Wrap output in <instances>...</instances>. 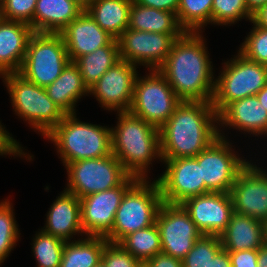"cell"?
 <instances>
[{"label": "cell", "mask_w": 267, "mask_h": 267, "mask_svg": "<svg viewBox=\"0 0 267 267\" xmlns=\"http://www.w3.org/2000/svg\"><path fill=\"white\" fill-rule=\"evenodd\" d=\"M205 43L202 32H185L158 69L181 101L213 100L215 77Z\"/></svg>", "instance_id": "obj_1"}, {"label": "cell", "mask_w": 267, "mask_h": 267, "mask_svg": "<svg viewBox=\"0 0 267 267\" xmlns=\"http://www.w3.org/2000/svg\"><path fill=\"white\" fill-rule=\"evenodd\" d=\"M217 125L212 102L181 101L159 128L161 160L197 156L219 137Z\"/></svg>", "instance_id": "obj_2"}, {"label": "cell", "mask_w": 267, "mask_h": 267, "mask_svg": "<svg viewBox=\"0 0 267 267\" xmlns=\"http://www.w3.org/2000/svg\"><path fill=\"white\" fill-rule=\"evenodd\" d=\"M117 113V125L111 128L112 154L129 175L148 179L152 160L161 161L159 129L130 111Z\"/></svg>", "instance_id": "obj_3"}, {"label": "cell", "mask_w": 267, "mask_h": 267, "mask_svg": "<svg viewBox=\"0 0 267 267\" xmlns=\"http://www.w3.org/2000/svg\"><path fill=\"white\" fill-rule=\"evenodd\" d=\"M45 138L57 147L63 165L112 154L111 128L81 122L76 114L65 115Z\"/></svg>", "instance_id": "obj_4"}, {"label": "cell", "mask_w": 267, "mask_h": 267, "mask_svg": "<svg viewBox=\"0 0 267 267\" xmlns=\"http://www.w3.org/2000/svg\"><path fill=\"white\" fill-rule=\"evenodd\" d=\"M163 203L157 180L138 179L124 194L114 225L105 236L108 242L119 243L128 234L155 224Z\"/></svg>", "instance_id": "obj_5"}, {"label": "cell", "mask_w": 267, "mask_h": 267, "mask_svg": "<svg viewBox=\"0 0 267 267\" xmlns=\"http://www.w3.org/2000/svg\"><path fill=\"white\" fill-rule=\"evenodd\" d=\"M0 77L8 88L15 114L27 121L36 132L45 137L62 121L65 114L48 97L44 87L27 81L18 73Z\"/></svg>", "instance_id": "obj_6"}, {"label": "cell", "mask_w": 267, "mask_h": 267, "mask_svg": "<svg viewBox=\"0 0 267 267\" xmlns=\"http://www.w3.org/2000/svg\"><path fill=\"white\" fill-rule=\"evenodd\" d=\"M223 64L221 74L215 78L212 100L217 114L229 103L256 95L267 85V65L250 61L239 52Z\"/></svg>", "instance_id": "obj_7"}, {"label": "cell", "mask_w": 267, "mask_h": 267, "mask_svg": "<svg viewBox=\"0 0 267 267\" xmlns=\"http://www.w3.org/2000/svg\"><path fill=\"white\" fill-rule=\"evenodd\" d=\"M69 61L60 33L34 32L29 39L26 56L18 74L45 88L61 75Z\"/></svg>", "instance_id": "obj_8"}, {"label": "cell", "mask_w": 267, "mask_h": 267, "mask_svg": "<svg viewBox=\"0 0 267 267\" xmlns=\"http://www.w3.org/2000/svg\"><path fill=\"white\" fill-rule=\"evenodd\" d=\"M135 80L133 99L129 111L158 129L174 113L181 100L158 70Z\"/></svg>", "instance_id": "obj_9"}, {"label": "cell", "mask_w": 267, "mask_h": 267, "mask_svg": "<svg viewBox=\"0 0 267 267\" xmlns=\"http://www.w3.org/2000/svg\"><path fill=\"white\" fill-rule=\"evenodd\" d=\"M65 168L68 183L64 189L79 199L115 188L129 176L113 154L71 162Z\"/></svg>", "instance_id": "obj_10"}, {"label": "cell", "mask_w": 267, "mask_h": 267, "mask_svg": "<svg viewBox=\"0 0 267 267\" xmlns=\"http://www.w3.org/2000/svg\"><path fill=\"white\" fill-rule=\"evenodd\" d=\"M218 128L219 137L195 158L201 166L205 183V194L210 192L229 193L237 175L249 163L232 150L225 134Z\"/></svg>", "instance_id": "obj_11"}, {"label": "cell", "mask_w": 267, "mask_h": 267, "mask_svg": "<svg viewBox=\"0 0 267 267\" xmlns=\"http://www.w3.org/2000/svg\"><path fill=\"white\" fill-rule=\"evenodd\" d=\"M183 34H163L127 28L118 38L120 58L135 66L158 70L166 61L175 39Z\"/></svg>", "instance_id": "obj_12"}, {"label": "cell", "mask_w": 267, "mask_h": 267, "mask_svg": "<svg viewBox=\"0 0 267 267\" xmlns=\"http://www.w3.org/2000/svg\"><path fill=\"white\" fill-rule=\"evenodd\" d=\"M162 253L182 260L203 234L180 204L162 203L155 221Z\"/></svg>", "instance_id": "obj_13"}, {"label": "cell", "mask_w": 267, "mask_h": 267, "mask_svg": "<svg viewBox=\"0 0 267 267\" xmlns=\"http://www.w3.org/2000/svg\"><path fill=\"white\" fill-rule=\"evenodd\" d=\"M161 162L165 164L166 169L156 180L164 203L181 204L190 197L205 194L201 166L195 157L161 160Z\"/></svg>", "instance_id": "obj_14"}, {"label": "cell", "mask_w": 267, "mask_h": 267, "mask_svg": "<svg viewBox=\"0 0 267 267\" xmlns=\"http://www.w3.org/2000/svg\"><path fill=\"white\" fill-rule=\"evenodd\" d=\"M138 180L129 175L119 186L80 198L81 224L86 236L105 237L126 191Z\"/></svg>", "instance_id": "obj_15"}, {"label": "cell", "mask_w": 267, "mask_h": 267, "mask_svg": "<svg viewBox=\"0 0 267 267\" xmlns=\"http://www.w3.org/2000/svg\"><path fill=\"white\" fill-rule=\"evenodd\" d=\"M250 162L229 191L234 212L267 223V172Z\"/></svg>", "instance_id": "obj_16"}, {"label": "cell", "mask_w": 267, "mask_h": 267, "mask_svg": "<svg viewBox=\"0 0 267 267\" xmlns=\"http://www.w3.org/2000/svg\"><path fill=\"white\" fill-rule=\"evenodd\" d=\"M136 67L120 59L92 86L89 94L94 95L104 110L129 111L139 73Z\"/></svg>", "instance_id": "obj_17"}, {"label": "cell", "mask_w": 267, "mask_h": 267, "mask_svg": "<svg viewBox=\"0 0 267 267\" xmlns=\"http://www.w3.org/2000/svg\"><path fill=\"white\" fill-rule=\"evenodd\" d=\"M203 235L219 236L234 213L229 193L210 192L193 196L180 204Z\"/></svg>", "instance_id": "obj_18"}, {"label": "cell", "mask_w": 267, "mask_h": 267, "mask_svg": "<svg viewBox=\"0 0 267 267\" xmlns=\"http://www.w3.org/2000/svg\"><path fill=\"white\" fill-rule=\"evenodd\" d=\"M70 61L109 45L115 38L83 11L61 32Z\"/></svg>", "instance_id": "obj_19"}, {"label": "cell", "mask_w": 267, "mask_h": 267, "mask_svg": "<svg viewBox=\"0 0 267 267\" xmlns=\"http://www.w3.org/2000/svg\"><path fill=\"white\" fill-rule=\"evenodd\" d=\"M218 126H226L253 136H267V111L256 95L238 99L229 103L218 114Z\"/></svg>", "instance_id": "obj_20"}, {"label": "cell", "mask_w": 267, "mask_h": 267, "mask_svg": "<svg viewBox=\"0 0 267 267\" xmlns=\"http://www.w3.org/2000/svg\"><path fill=\"white\" fill-rule=\"evenodd\" d=\"M46 218V225L41 230L47 234L58 237L65 242L71 241L77 234L84 235L81 224L80 199L66 190L56 197Z\"/></svg>", "instance_id": "obj_21"}, {"label": "cell", "mask_w": 267, "mask_h": 267, "mask_svg": "<svg viewBox=\"0 0 267 267\" xmlns=\"http://www.w3.org/2000/svg\"><path fill=\"white\" fill-rule=\"evenodd\" d=\"M33 33L27 23L0 18V76L19 72Z\"/></svg>", "instance_id": "obj_22"}, {"label": "cell", "mask_w": 267, "mask_h": 267, "mask_svg": "<svg viewBox=\"0 0 267 267\" xmlns=\"http://www.w3.org/2000/svg\"><path fill=\"white\" fill-rule=\"evenodd\" d=\"M219 238L226 251L258 250L266 243V223L234 212Z\"/></svg>", "instance_id": "obj_23"}, {"label": "cell", "mask_w": 267, "mask_h": 267, "mask_svg": "<svg viewBox=\"0 0 267 267\" xmlns=\"http://www.w3.org/2000/svg\"><path fill=\"white\" fill-rule=\"evenodd\" d=\"M83 11L72 0H37L30 26L38 33H60Z\"/></svg>", "instance_id": "obj_24"}, {"label": "cell", "mask_w": 267, "mask_h": 267, "mask_svg": "<svg viewBox=\"0 0 267 267\" xmlns=\"http://www.w3.org/2000/svg\"><path fill=\"white\" fill-rule=\"evenodd\" d=\"M45 90L48 97L65 115L76 114V103L82 96L89 94L82 75L73 61H69L61 75L46 86Z\"/></svg>", "instance_id": "obj_25"}, {"label": "cell", "mask_w": 267, "mask_h": 267, "mask_svg": "<svg viewBox=\"0 0 267 267\" xmlns=\"http://www.w3.org/2000/svg\"><path fill=\"white\" fill-rule=\"evenodd\" d=\"M129 29L163 34H184L176 14L136 4L132 1Z\"/></svg>", "instance_id": "obj_26"}, {"label": "cell", "mask_w": 267, "mask_h": 267, "mask_svg": "<svg viewBox=\"0 0 267 267\" xmlns=\"http://www.w3.org/2000/svg\"><path fill=\"white\" fill-rule=\"evenodd\" d=\"M133 0H95L85 11L112 37L117 39L129 26Z\"/></svg>", "instance_id": "obj_27"}, {"label": "cell", "mask_w": 267, "mask_h": 267, "mask_svg": "<svg viewBox=\"0 0 267 267\" xmlns=\"http://www.w3.org/2000/svg\"><path fill=\"white\" fill-rule=\"evenodd\" d=\"M65 243L59 267H95L101 262L108 240L101 236H85Z\"/></svg>", "instance_id": "obj_28"}, {"label": "cell", "mask_w": 267, "mask_h": 267, "mask_svg": "<svg viewBox=\"0 0 267 267\" xmlns=\"http://www.w3.org/2000/svg\"><path fill=\"white\" fill-rule=\"evenodd\" d=\"M119 45L114 39L109 45L98 48L92 53L76 59L84 85L90 90L100 77L120 60Z\"/></svg>", "instance_id": "obj_29"}, {"label": "cell", "mask_w": 267, "mask_h": 267, "mask_svg": "<svg viewBox=\"0 0 267 267\" xmlns=\"http://www.w3.org/2000/svg\"><path fill=\"white\" fill-rule=\"evenodd\" d=\"M119 244L139 261H147L162 252L160 233L156 223L128 234Z\"/></svg>", "instance_id": "obj_30"}, {"label": "cell", "mask_w": 267, "mask_h": 267, "mask_svg": "<svg viewBox=\"0 0 267 267\" xmlns=\"http://www.w3.org/2000/svg\"><path fill=\"white\" fill-rule=\"evenodd\" d=\"M213 0H179L177 19L185 32H203L212 24Z\"/></svg>", "instance_id": "obj_31"}, {"label": "cell", "mask_w": 267, "mask_h": 267, "mask_svg": "<svg viewBox=\"0 0 267 267\" xmlns=\"http://www.w3.org/2000/svg\"><path fill=\"white\" fill-rule=\"evenodd\" d=\"M32 240L37 267H59L66 242L42 230Z\"/></svg>", "instance_id": "obj_32"}, {"label": "cell", "mask_w": 267, "mask_h": 267, "mask_svg": "<svg viewBox=\"0 0 267 267\" xmlns=\"http://www.w3.org/2000/svg\"><path fill=\"white\" fill-rule=\"evenodd\" d=\"M10 200L0 202V266L9 257L21 234L16 223Z\"/></svg>", "instance_id": "obj_33"}, {"label": "cell", "mask_w": 267, "mask_h": 267, "mask_svg": "<svg viewBox=\"0 0 267 267\" xmlns=\"http://www.w3.org/2000/svg\"><path fill=\"white\" fill-rule=\"evenodd\" d=\"M222 249L219 236L202 235L182 259L183 267H208L211 259Z\"/></svg>", "instance_id": "obj_34"}, {"label": "cell", "mask_w": 267, "mask_h": 267, "mask_svg": "<svg viewBox=\"0 0 267 267\" xmlns=\"http://www.w3.org/2000/svg\"><path fill=\"white\" fill-rule=\"evenodd\" d=\"M253 15L248 11L245 0H213L212 24L228 25L242 19L252 20Z\"/></svg>", "instance_id": "obj_35"}, {"label": "cell", "mask_w": 267, "mask_h": 267, "mask_svg": "<svg viewBox=\"0 0 267 267\" xmlns=\"http://www.w3.org/2000/svg\"><path fill=\"white\" fill-rule=\"evenodd\" d=\"M250 22L253 28L237 52L250 61L267 65V29L257 26L252 20Z\"/></svg>", "instance_id": "obj_36"}, {"label": "cell", "mask_w": 267, "mask_h": 267, "mask_svg": "<svg viewBox=\"0 0 267 267\" xmlns=\"http://www.w3.org/2000/svg\"><path fill=\"white\" fill-rule=\"evenodd\" d=\"M37 0H2L0 18L9 21H20L31 24Z\"/></svg>", "instance_id": "obj_37"}, {"label": "cell", "mask_w": 267, "mask_h": 267, "mask_svg": "<svg viewBox=\"0 0 267 267\" xmlns=\"http://www.w3.org/2000/svg\"><path fill=\"white\" fill-rule=\"evenodd\" d=\"M101 262L105 267H136L140 261L119 243L108 242L103 250Z\"/></svg>", "instance_id": "obj_38"}, {"label": "cell", "mask_w": 267, "mask_h": 267, "mask_svg": "<svg viewBox=\"0 0 267 267\" xmlns=\"http://www.w3.org/2000/svg\"><path fill=\"white\" fill-rule=\"evenodd\" d=\"M24 148L21 147L19 142L15 140L12 135L6 131L5 126L0 122V155H14L16 157H26L27 160H32V155H26L27 153L23 151Z\"/></svg>", "instance_id": "obj_39"}, {"label": "cell", "mask_w": 267, "mask_h": 267, "mask_svg": "<svg viewBox=\"0 0 267 267\" xmlns=\"http://www.w3.org/2000/svg\"><path fill=\"white\" fill-rule=\"evenodd\" d=\"M232 267H258V250L229 251Z\"/></svg>", "instance_id": "obj_40"}, {"label": "cell", "mask_w": 267, "mask_h": 267, "mask_svg": "<svg viewBox=\"0 0 267 267\" xmlns=\"http://www.w3.org/2000/svg\"><path fill=\"white\" fill-rule=\"evenodd\" d=\"M136 4L177 14L179 0H133Z\"/></svg>", "instance_id": "obj_41"}, {"label": "cell", "mask_w": 267, "mask_h": 267, "mask_svg": "<svg viewBox=\"0 0 267 267\" xmlns=\"http://www.w3.org/2000/svg\"><path fill=\"white\" fill-rule=\"evenodd\" d=\"M150 267H183L182 260L164 253L156 254L153 258L145 261Z\"/></svg>", "instance_id": "obj_42"}, {"label": "cell", "mask_w": 267, "mask_h": 267, "mask_svg": "<svg viewBox=\"0 0 267 267\" xmlns=\"http://www.w3.org/2000/svg\"><path fill=\"white\" fill-rule=\"evenodd\" d=\"M208 267H232L229 251L221 249L213 259H211Z\"/></svg>", "instance_id": "obj_43"}, {"label": "cell", "mask_w": 267, "mask_h": 267, "mask_svg": "<svg viewBox=\"0 0 267 267\" xmlns=\"http://www.w3.org/2000/svg\"><path fill=\"white\" fill-rule=\"evenodd\" d=\"M252 22L267 29V3L253 14Z\"/></svg>", "instance_id": "obj_44"}, {"label": "cell", "mask_w": 267, "mask_h": 267, "mask_svg": "<svg viewBox=\"0 0 267 267\" xmlns=\"http://www.w3.org/2000/svg\"><path fill=\"white\" fill-rule=\"evenodd\" d=\"M245 2L248 11L253 15L267 3V0H245Z\"/></svg>", "instance_id": "obj_45"}, {"label": "cell", "mask_w": 267, "mask_h": 267, "mask_svg": "<svg viewBox=\"0 0 267 267\" xmlns=\"http://www.w3.org/2000/svg\"><path fill=\"white\" fill-rule=\"evenodd\" d=\"M258 267H267V243L258 249Z\"/></svg>", "instance_id": "obj_46"}, {"label": "cell", "mask_w": 267, "mask_h": 267, "mask_svg": "<svg viewBox=\"0 0 267 267\" xmlns=\"http://www.w3.org/2000/svg\"><path fill=\"white\" fill-rule=\"evenodd\" d=\"M259 103L263 105V107L267 111V85L264 86L257 94H256Z\"/></svg>", "instance_id": "obj_47"}, {"label": "cell", "mask_w": 267, "mask_h": 267, "mask_svg": "<svg viewBox=\"0 0 267 267\" xmlns=\"http://www.w3.org/2000/svg\"><path fill=\"white\" fill-rule=\"evenodd\" d=\"M72 1L85 11L95 0H72Z\"/></svg>", "instance_id": "obj_48"}, {"label": "cell", "mask_w": 267, "mask_h": 267, "mask_svg": "<svg viewBox=\"0 0 267 267\" xmlns=\"http://www.w3.org/2000/svg\"><path fill=\"white\" fill-rule=\"evenodd\" d=\"M136 267H150L145 261H140Z\"/></svg>", "instance_id": "obj_49"}, {"label": "cell", "mask_w": 267, "mask_h": 267, "mask_svg": "<svg viewBox=\"0 0 267 267\" xmlns=\"http://www.w3.org/2000/svg\"><path fill=\"white\" fill-rule=\"evenodd\" d=\"M95 267H105V265L102 263V262H100L97 266H95Z\"/></svg>", "instance_id": "obj_50"}, {"label": "cell", "mask_w": 267, "mask_h": 267, "mask_svg": "<svg viewBox=\"0 0 267 267\" xmlns=\"http://www.w3.org/2000/svg\"><path fill=\"white\" fill-rule=\"evenodd\" d=\"M266 243H267V223H266Z\"/></svg>", "instance_id": "obj_51"}]
</instances>
